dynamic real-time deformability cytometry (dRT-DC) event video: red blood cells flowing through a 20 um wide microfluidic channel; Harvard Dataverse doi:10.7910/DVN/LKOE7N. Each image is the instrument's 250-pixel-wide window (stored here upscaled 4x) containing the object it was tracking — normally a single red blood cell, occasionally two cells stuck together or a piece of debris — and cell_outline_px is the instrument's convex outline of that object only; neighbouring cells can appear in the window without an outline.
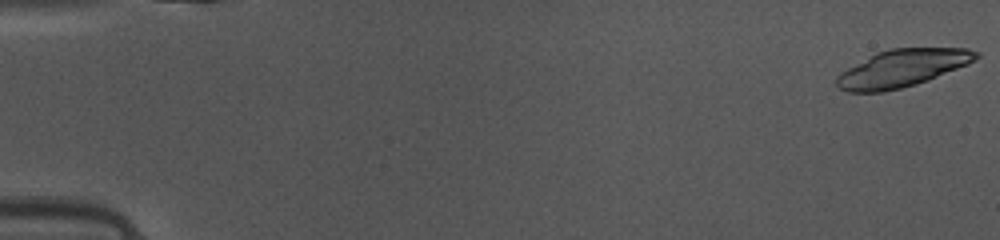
{"species": "common noctule bat (a hibernating species)", "species_latin": "Nyctalus noctula", "temperature_condition": "warm", "stored_images_in_passage": 16, "camera_frame_rate_fps": 3000, "um_per_image_px": 0.085, "animal": {"sex": "female", "body_mass_g": 10.0, "forearm_length_mm": 53.1}, "frame": {"image": 1, "passage_image": 1, "time_ms": 0.0, "image_size_px": [1000, 240], "cell_outline_px": [[980, 56], [976, 60], [968, 64], [928, 80], [916, 84], [884, 92], [848, 92], [840, 88], [836, 84], [836, 76], [840, 72], [876, 52], [892, 48], [968, 48], [980, 52]], "centroid_in_image_um": [76.7, 5.79], "position_along_channel_um": 8.3, "area_um2": 30.4}}